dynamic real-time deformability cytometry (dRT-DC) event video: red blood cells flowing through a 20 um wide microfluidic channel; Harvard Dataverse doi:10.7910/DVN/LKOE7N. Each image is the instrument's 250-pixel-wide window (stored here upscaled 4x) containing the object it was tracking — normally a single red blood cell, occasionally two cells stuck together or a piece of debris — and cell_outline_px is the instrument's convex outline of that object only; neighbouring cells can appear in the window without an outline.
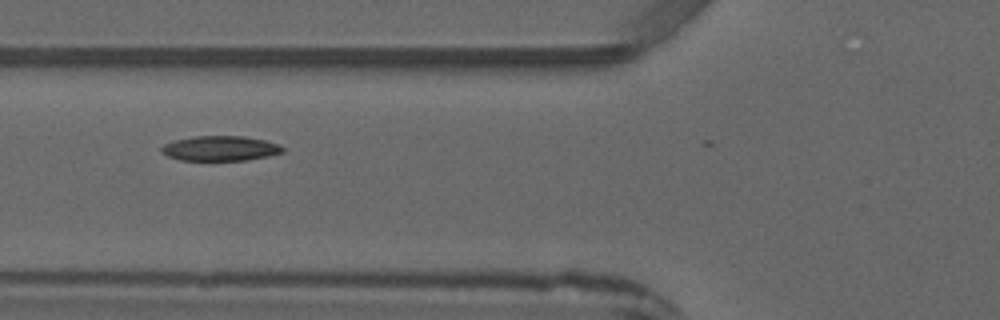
{"species": "common noctule bat (a hibernating species)", "species_latin": "Nyctalus noctula", "temperature_condition": "warm", "stored_images_in_passage": 2, "camera_frame_rate_fps": 3000, "um_per_image_px": 0.085, "animal": {"sex": "male", "forearm_length_mm": 52.5}, "frame": {"image": 1, "passage_image": 2, "time_ms": 1.0, "image_size_px": [1000, 320], "cell_outline_px": [[284, 152], [268, 156], [248, 160], [180, 160], [168, 156], [160, 152], [160, 148], [164, 144], [176, 140], [192, 136], [244, 136], [264, 140], [280, 144], [284, 148]], "centroid_in_image_um": [18.73, 12.61], "position_along_channel_um": 107.1, "area_um2": 17.69}}